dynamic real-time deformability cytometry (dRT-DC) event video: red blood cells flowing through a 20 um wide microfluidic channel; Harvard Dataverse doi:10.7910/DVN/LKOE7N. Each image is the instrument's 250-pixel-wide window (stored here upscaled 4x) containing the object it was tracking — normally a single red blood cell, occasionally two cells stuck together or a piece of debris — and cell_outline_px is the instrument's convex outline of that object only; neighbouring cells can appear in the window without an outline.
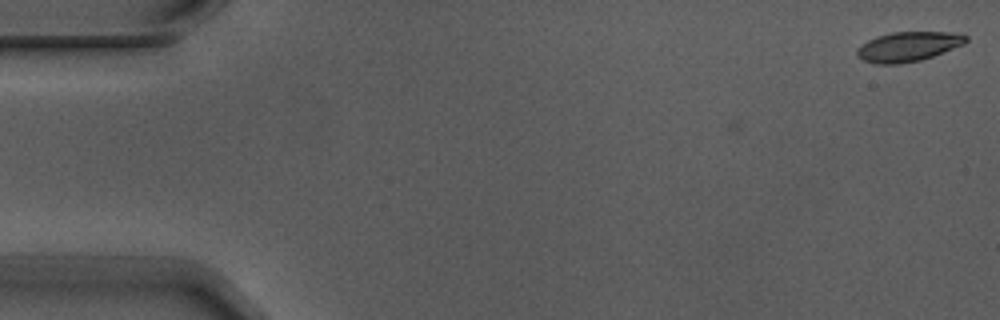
{"species": "Egyptian fruit bat (a non-hibernating species)", "species_latin": "Rousettus aegyptiacus", "temperature_condition": "warm", "stored_images_in_passage": 2, "camera_frame_rate_fps": 3000, "um_per_image_px": 0.085, "animal": {"sex": "male"}, "frame": {"image": 1, "passage_image": 2, "time_ms": 0.333, "image_size_px": [1000, 320], "cell_outline_px": [[968, 40], [964, 44], [932, 56], [920, 60], [900, 64], [876, 64], [864, 60], [856, 56], [856, 52], [868, 40], [876, 36], [892, 32], [948, 32], [968, 36]], "centroid_in_image_um": [77.19, 3.96], "position_along_channel_um": 7.8, "area_um2": 18.61}}